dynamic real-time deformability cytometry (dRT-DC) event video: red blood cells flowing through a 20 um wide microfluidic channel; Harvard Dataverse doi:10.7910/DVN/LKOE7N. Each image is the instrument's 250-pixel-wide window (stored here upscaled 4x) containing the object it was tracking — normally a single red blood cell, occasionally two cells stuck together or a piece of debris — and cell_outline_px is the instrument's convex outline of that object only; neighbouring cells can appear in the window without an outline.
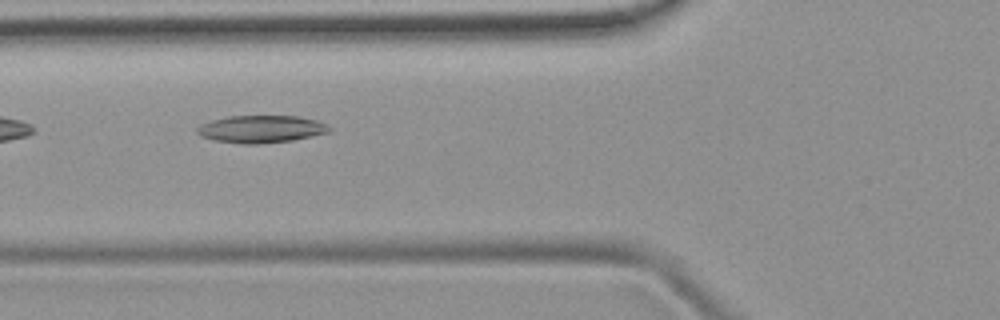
{"species": "common noctule bat (a hibernating species)", "species_latin": "Nyctalus noctula", "temperature_condition": "room temperature", "stored_images_in_passage": 6, "camera_frame_rate_fps": 3000, "um_per_image_px": 0.085, "animal": {"sex": "female", "body_mass_g": 19.9}, "frame": {"image": 1, "passage_image": 6, "time_ms": 5.667, "image_size_px": [1000, 320], "cell_outline_px": [[332, 128], [328, 132], [292, 140], [260, 144], [240, 144], [216, 140], [200, 136], [196, 132], [196, 128], [200, 124], [212, 120], [228, 116], [296, 116], [316, 120]], "centroid_in_image_um": [22.14, 10.97], "position_along_channel_um": 103.7, "area_um2": 20.98}}